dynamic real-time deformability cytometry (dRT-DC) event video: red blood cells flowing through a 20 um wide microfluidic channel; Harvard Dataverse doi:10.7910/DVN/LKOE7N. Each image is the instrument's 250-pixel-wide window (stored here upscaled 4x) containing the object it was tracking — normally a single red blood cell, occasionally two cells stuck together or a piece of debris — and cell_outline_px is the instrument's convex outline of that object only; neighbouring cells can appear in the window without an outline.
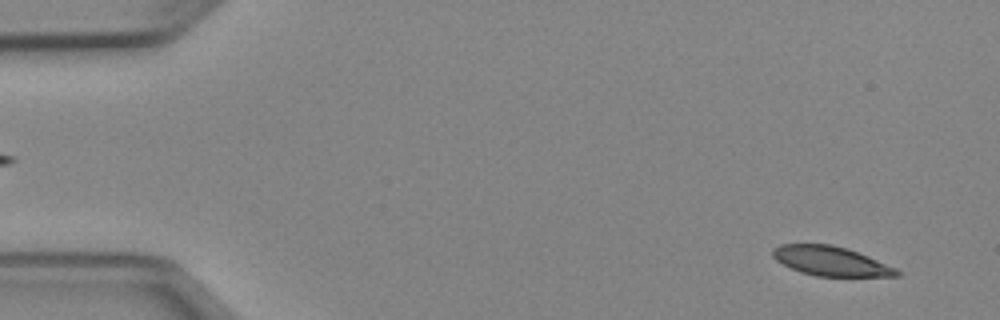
{"species": "Egyptian fruit bat (a non-hibernating species)", "species_latin": "Rousettus aegyptiacus", "temperature_condition": "cold", "stored_images_in_passage": 51, "camera_frame_rate_fps": 3000, "um_per_image_px": 0.085, "animal": {"sex": "female"}, "frame": {"image": 1, "passage_image": 3, "time_ms": 0.667, "image_size_px": [1000, 320], "cell_outline_px": [[900, 276], [816, 276], [800, 272], [776, 260], [772, 256], [772, 248], [780, 244], [832, 244], [848, 248], [868, 256], [896, 268], [900, 272]], "centroid_in_image_um": [70.6, 22.18], "position_along_channel_um": 14.4, "area_um2": 21.21}}
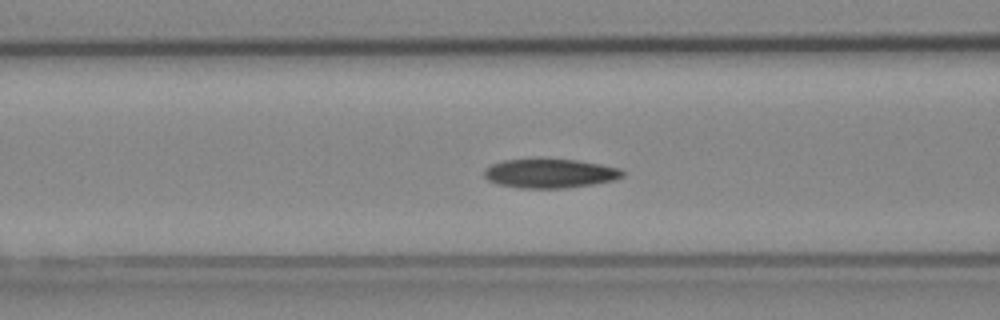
{"frame": {"image": 2, "passage_image": 20, "time_ms": 6.333, "image_size_px": [1000, 320], "cell_outline_px": [[624, 176], [616, 180], [568, 188], [520, 188], [496, 184], [488, 180], [484, 176], [484, 168], [492, 164], [504, 160], [540, 156], [576, 160], [600, 164], [620, 168], [624, 172]], "centroid_in_image_um": [46.72, 14.7], "position_along_channel_um": 119.9, "area_um2": 24.39}}
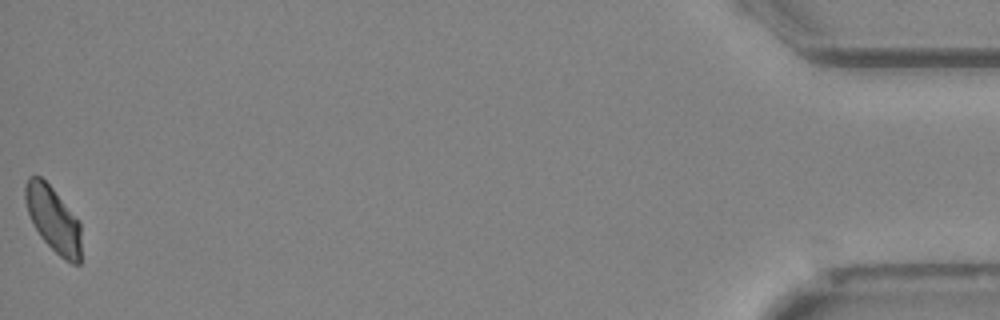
{"frame": {"image": 3, "passage_image": 51, "time_ms": 16.667, "image_size_px": [1000, 320], "cell_outline_px": [[80, 264], [72, 264], [64, 260], [40, 236], [28, 212], [24, 196], [24, 184], [28, 176], [40, 176], [52, 188], [80, 220]], "centroid_in_image_um": [4.53, 18.62], "position_along_channel_um": 430.7, "area_um2": 21.21}}